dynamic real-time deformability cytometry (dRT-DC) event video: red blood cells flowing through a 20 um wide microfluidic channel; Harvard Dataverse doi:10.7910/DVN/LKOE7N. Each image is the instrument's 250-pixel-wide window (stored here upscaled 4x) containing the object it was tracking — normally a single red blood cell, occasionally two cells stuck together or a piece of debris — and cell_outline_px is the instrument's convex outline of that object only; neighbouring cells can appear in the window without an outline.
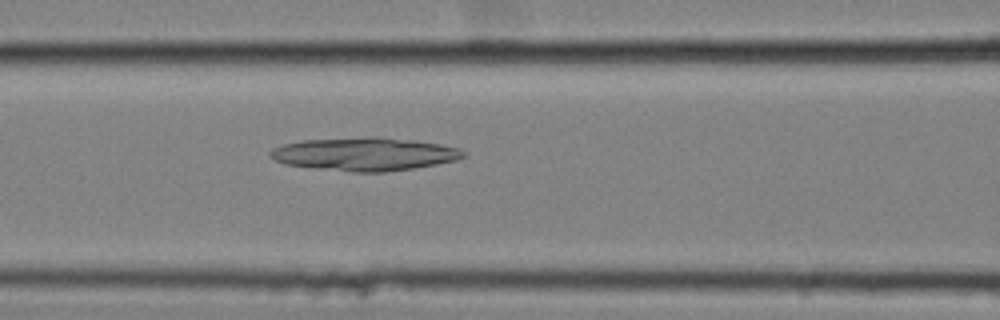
{"species": "common noctule bat (a hibernating species)", "species_latin": "Nyctalus noctula", "temperature_condition": "cold", "stored_images_in_passage": 57, "camera_frame_rate_fps": 3000, "um_per_image_px": 0.085, "animal": {"sex": "female", "body_mass_g": 25.1}, "frame": {"image": 1, "passage_image": 25, "time_ms": 8.0, "image_size_px": [1000, 320], "cell_outline_px": [[468, 156], [456, 160], [436, 164], [412, 168], [384, 172], [352, 172], [312, 168], [284, 164], [268, 156], [268, 152], [272, 148], [284, 144], [304, 140], [372, 136], [376, 136], [412, 140], [440, 144], [460, 148], [468, 152]], "centroid_in_image_um": [31.0, 13.09], "position_along_channel_um": 135.6, "area_um2": 37.63}}
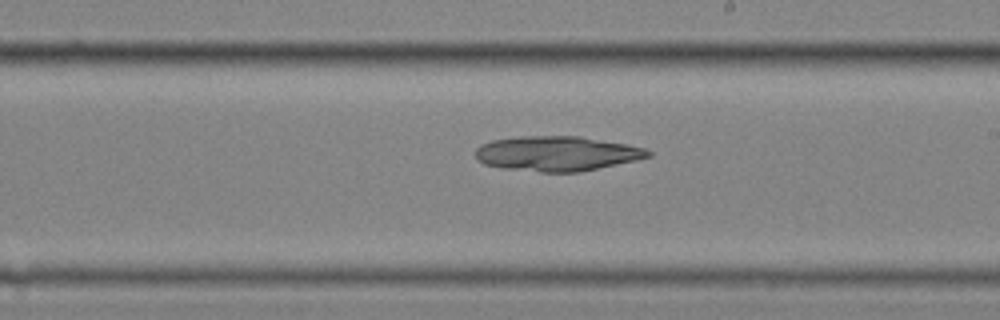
{"frame": {"image": 2, "passage_image": 34, "time_ms": 11.0, "image_size_px": [1000, 320], "cell_outline_px": [[652, 156], [636, 160], [580, 172], [540, 172], [504, 168], [484, 164], [476, 160], [476, 148], [480, 144], [492, 140], [520, 136], [580, 136], [624, 144], [644, 148], [652, 152]], "centroid_in_image_um": [47.31, 13.05], "position_along_channel_um": 241.7, "area_um2": 35.03}}
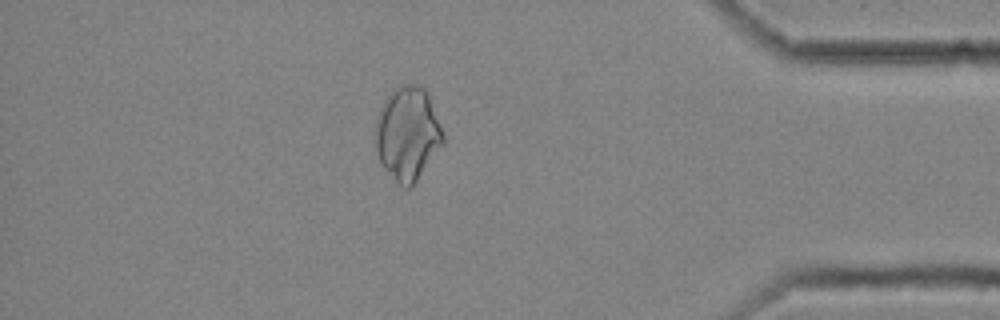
{"frame": {"image": 3, "passage_image": 50, "time_ms": 16.333, "image_size_px": [1000, 320], "cell_outline_px": [[444, 144], [416, 180], [408, 188], [400, 188], [396, 184], [384, 168], [376, 152], [376, 116], [384, 100], [400, 84], [420, 84], [428, 92], [444, 136]], "centroid_in_image_um": [34.64, 11.36], "position_along_channel_um": 400.6, "area_um2": 36.88}}